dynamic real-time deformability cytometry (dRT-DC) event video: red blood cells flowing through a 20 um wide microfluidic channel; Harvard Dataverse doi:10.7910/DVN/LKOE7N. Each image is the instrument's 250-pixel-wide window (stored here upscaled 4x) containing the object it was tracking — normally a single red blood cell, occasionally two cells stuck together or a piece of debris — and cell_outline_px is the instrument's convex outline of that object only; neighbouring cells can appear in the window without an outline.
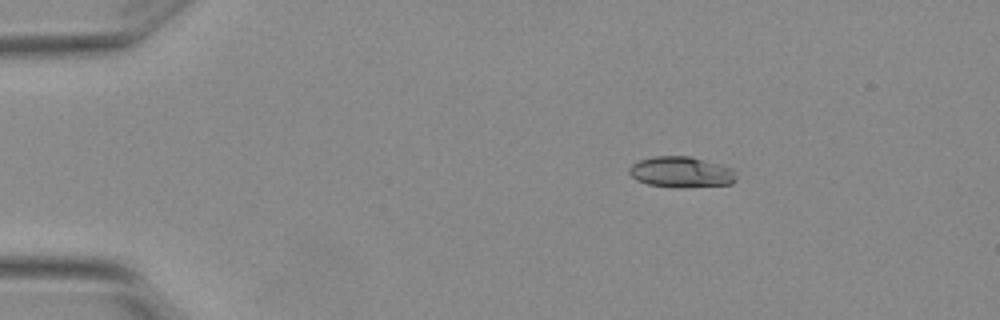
{"species": "Egyptian fruit bat (a non-hibernating species)", "species_latin": "Rousettus aegyptiacus", "temperature_condition": "warm", "stored_images_in_passage": 4, "camera_frame_rate_fps": 3000, "um_per_image_px": 0.085, "animal": {"sex": "female"}, "frame": {"image": 1, "passage_image": 1, "time_ms": 0.0, "image_size_px": [1000, 320], "cell_outline_px": [[736, 180], [732, 184], [684, 188], [680, 188], [648, 184], [636, 180], [628, 172], [628, 168], [632, 164], [640, 160], [652, 156], [688, 156], [720, 164], [732, 168], [736, 172]], "centroid_in_image_um": [57.91, 14.63], "position_along_channel_um": 27.1, "area_um2": 19.42}}
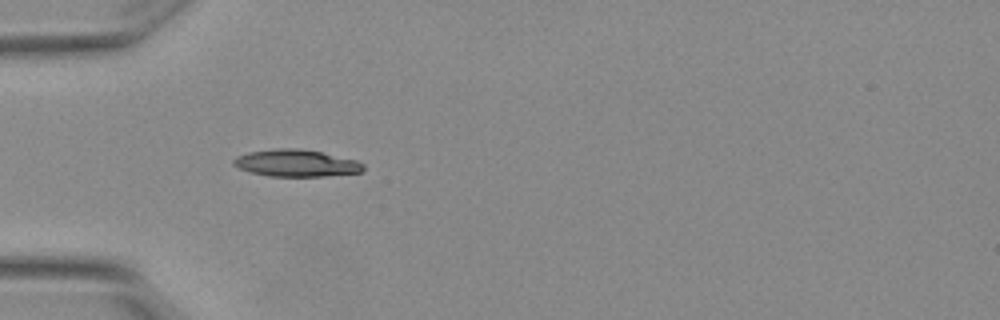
{"frame": {"image": 2, "passage_image": 3, "time_ms": 0.667, "image_size_px": [1000, 320], "cell_outline_px": [[364, 168], [360, 172], [324, 176], [268, 176], [252, 172], [240, 168], [232, 164], [232, 160], [236, 156], [248, 152], [272, 148], [300, 148], [320, 152], [356, 160], [364, 164]], "centroid_in_image_um": [25.14, 13.85], "position_along_channel_um": 59.9, "area_um2": 20.35}}
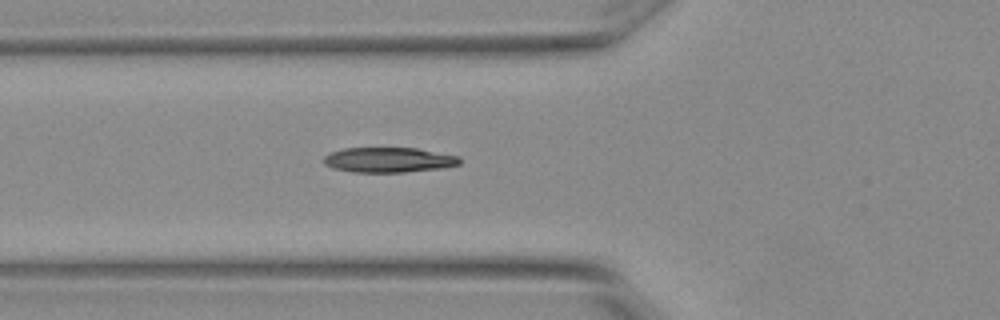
{"frame": {"image": 3, "passage_image": 4, "time_ms": 1.0, "image_size_px": [1000, 320], "cell_outline_px": [[460, 164], [444, 168], [404, 172], [352, 172], [332, 168], [324, 164], [324, 156], [332, 152], [344, 148], [416, 148], [460, 156]], "centroid_in_image_um": [33.05, 13.59], "position_along_channel_um": 92.7, "area_um2": 19.88}}